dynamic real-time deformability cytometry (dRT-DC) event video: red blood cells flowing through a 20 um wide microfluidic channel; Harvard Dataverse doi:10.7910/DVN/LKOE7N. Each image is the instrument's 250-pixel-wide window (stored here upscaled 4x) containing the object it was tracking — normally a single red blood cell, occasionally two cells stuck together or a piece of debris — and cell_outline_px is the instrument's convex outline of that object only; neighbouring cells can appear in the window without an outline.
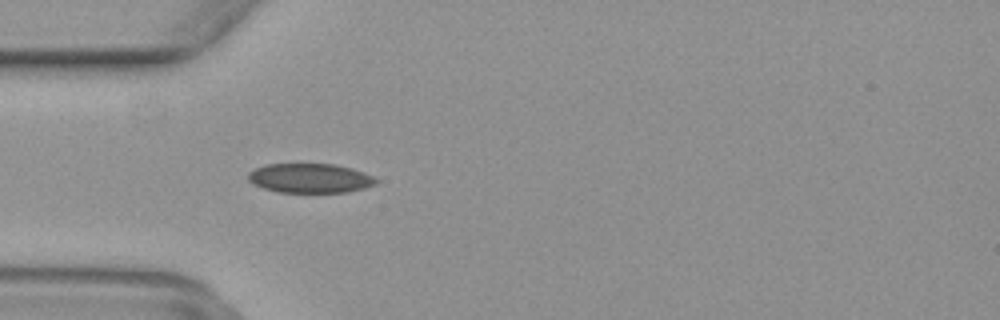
{"species": "common noctule bat (a hibernating species)", "species_latin": "Nyctalus noctula", "temperature_condition": "warm", "stored_images_in_passage": 41, "camera_frame_rate_fps": 3000, "um_per_image_px": 0.085, "animal": {"sex": "female", "body_mass_g": 29.2, "forearm_length_mm": 56.3}, "frame": {"image": 1, "passage_image": 6, "time_ms": 1.667, "image_size_px": [1000, 320], "cell_outline_px": [[380, 180], [376, 184], [364, 188], [348, 192], [276, 192], [264, 188], [248, 180], [248, 172], [264, 164], [336, 164], [352, 168], [364, 172]], "centroid_in_image_um": [26.38, 15.14], "position_along_channel_um": 58.6, "area_um2": 21.96}}
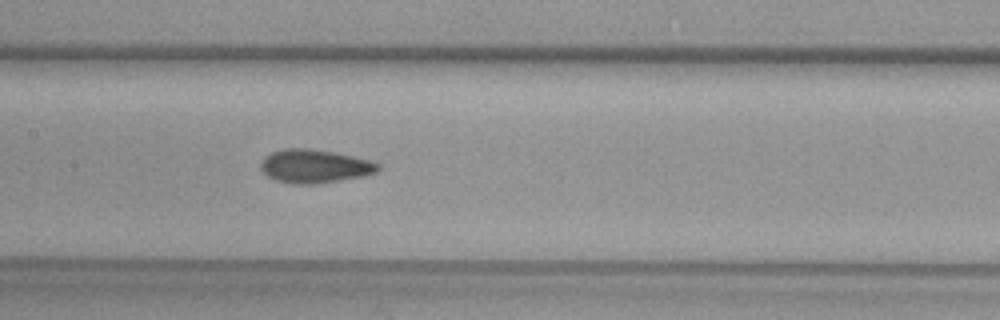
{"frame": {"image": 2, "passage_image": 15, "time_ms": 4.667, "image_size_px": [1000, 320], "cell_outline_px": [[380, 168], [376, 172], [364, 176], [316, 184], [292, 184], [276, 180], [268, 176], [260, 168], [260, 164], [264, 156], [272, 152], [284, 148], [308, 148], [332, 152], [352, 156], [368, 160], [380, 164]], "centroid_in_image_um": [26.72, 14.13], "position_along_channel_um": 180.7, "area_um2": 22.83}}
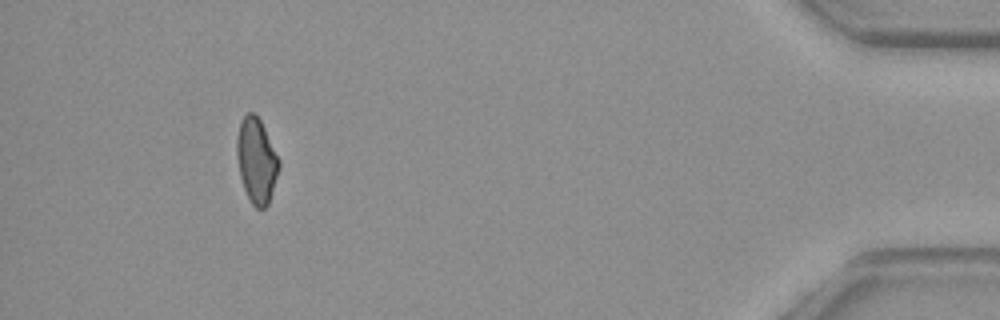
{"frame": {"image": 3, "passage_image": 37, "time_ms": 12.0, "image_size_px": [1000, 320], "cell_outline_px": [[280, 164], [268, 204], [264, 208], [256, 208], [252, 204], [244, 188], [240, 176], [236, 156], [236, 140], [240, 120], [248, 112], [252, 112], [260, 120], [280, 160]], "centroid_in_image_um": [21.78, 13.63], "position_along_channel_um": 413.4, "area_um2": 20.63}}